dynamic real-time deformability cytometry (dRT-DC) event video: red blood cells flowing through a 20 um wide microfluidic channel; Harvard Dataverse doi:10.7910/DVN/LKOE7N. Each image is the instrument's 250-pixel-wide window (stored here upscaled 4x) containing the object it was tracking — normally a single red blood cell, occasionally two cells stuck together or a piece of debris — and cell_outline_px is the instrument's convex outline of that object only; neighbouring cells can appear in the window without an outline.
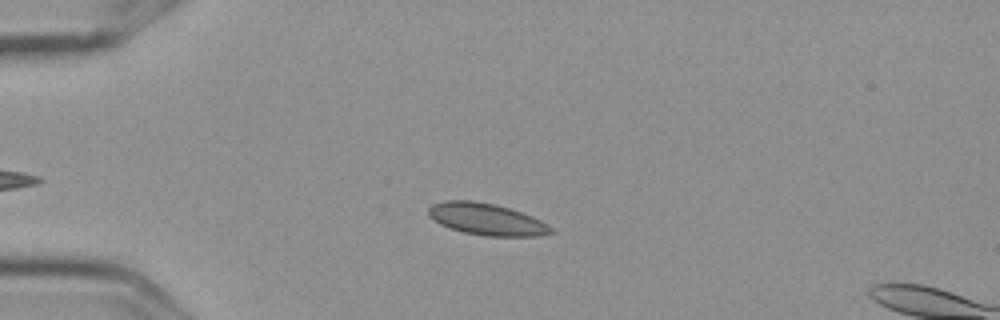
{"species": "Egyptian fruit bat (a non-hibernating species)", "species_latin": "Rousettus aegyptiacus", "temperature_condition": "cold", "stored_images_in_passage": 5, "camera_frame_rate_fps": 3000, "um_per_image_px": 0.085, "frame": {"image": 1, "passage_image": 3, "time_ms": 0.667, "image_size_px": [1000, 320], "cell_outline_px": [[556, 232], [540, 236], [484, 236], [464, 232], [448, 228], [440, 224], [428, 216], [428, 208], [432, 204], [444, 200], [476, 200], [496, 204], [532, 216], [548, 224]], "centroid_in_image_um": [41.35, 18.63], "position_along_channel_um": 43.7, "area_um2": 22.95}}
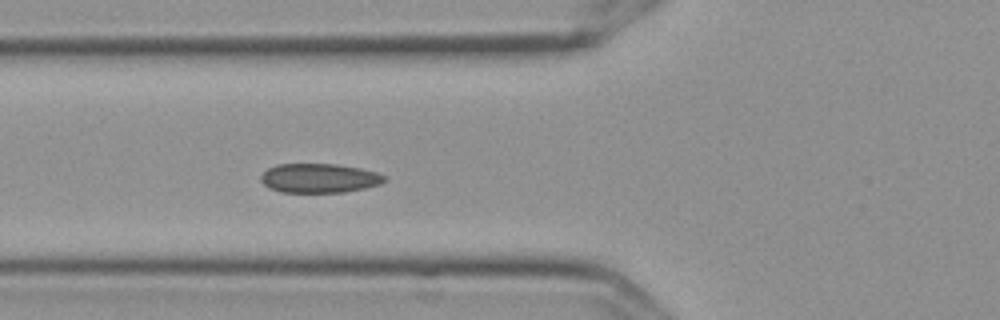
{"frame": {"image": 2, "passage_image": 5, "time_ms": 1.333, "image_size_px": [1000, 320], "cell_outline_px": [[388, 180], [380, 184], [364, 188], [344, 192], [280, 192], [268, 188], [260, 180], [260, 176], [268, 168], [276, 164], [336, 164], [360, 168], [376, 172], [388, 176]], "centroid_in_image_um": [27.15, 15.14], "position_along_channel_um": 98.7, "area_um2": 21.21}}